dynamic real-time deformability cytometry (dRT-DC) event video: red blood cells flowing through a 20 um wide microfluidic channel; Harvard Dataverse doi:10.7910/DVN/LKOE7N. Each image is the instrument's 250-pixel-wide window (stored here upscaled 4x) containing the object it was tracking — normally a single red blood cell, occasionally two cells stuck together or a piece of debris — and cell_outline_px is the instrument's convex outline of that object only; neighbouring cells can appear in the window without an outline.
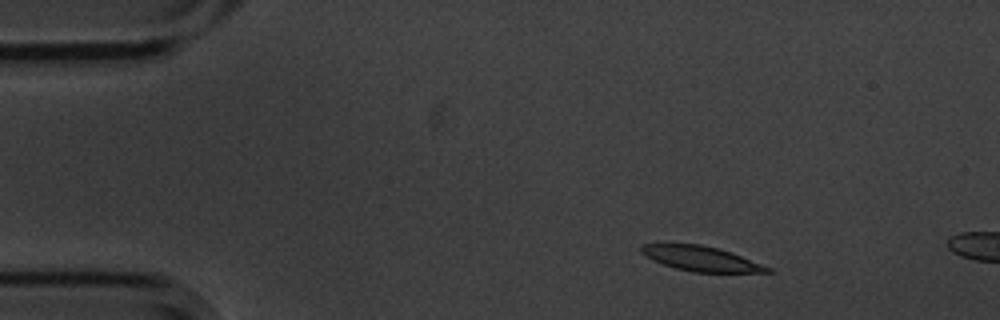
{"species": "common noctule bat (a hibernating species)", "species_latin": "Nyctalus noctula", "temperature_condition": "cold", "stored_images_in_passage": 11, "camera_frame_rate_fps": 3000, "um_per_image_px": 0.085, "animal": {"sex": "male", "body_mass_g": 20.1, "forearm_length_mm": 53.5}, "frame": {"image": 1, "passage_image": 7, "time_ms": 2.0, "image_size_px": [1000, 320], "cell_outline_px": [[776, 272], [692, 272], [676, 268], [652, 260], [644, 256], [640, 252], [640, 248], [644, 244], [700, 244], [716, 248], [740, 256], [772, 268]], "centroid_in_image_um": [59.56, 21.99], "position_along_channel_um": 25.4, "area_um2": 17.98}}